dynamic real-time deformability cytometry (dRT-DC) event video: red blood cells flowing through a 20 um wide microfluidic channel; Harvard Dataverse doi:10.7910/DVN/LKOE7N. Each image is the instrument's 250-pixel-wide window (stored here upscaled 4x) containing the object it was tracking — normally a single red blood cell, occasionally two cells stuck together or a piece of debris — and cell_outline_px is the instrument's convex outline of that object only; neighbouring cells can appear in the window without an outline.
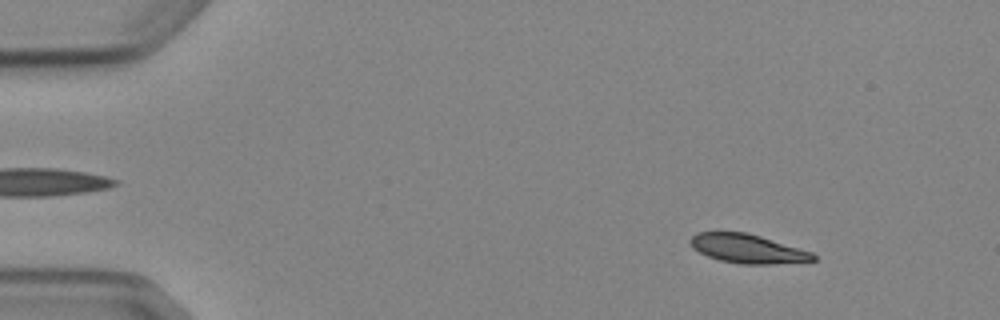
{"species": "Egyptian fruit bat (a non-hibernating species)", "species_latin": "Rousettus aegyptiacus", "temperature_condition": "cold", "stored_images_in_passage": 4, "segment_of_instrument_passage": [1, 2], "camera_frame_rate_fps": 3000, "um_per_image_px": 0.085, "animal": {"sex": "female"}, "frame": {"image": 1, "passage_image": 1, "time_ms": 0.0, "image_size_px": [1000, 320], "cell_outline_px": [[816, 260], [768, 264], [744, 264], [720, 260], [708, 256], [692, 248], [688, 240], [696, 232], [748, 232], [812, 252], [816, 256]], "centroid_in_image_um": [63.51, 21.12], "position_along_channel_um": 21.5, "area_um2": 20.58}}
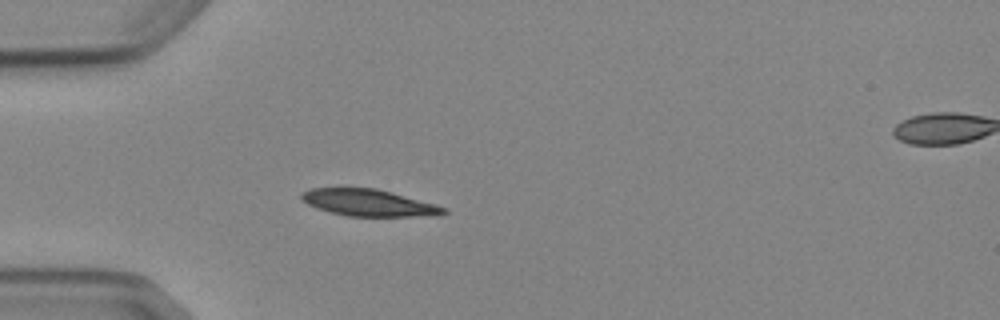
{"frame": {"image": 2, "passage_image": 3, "time_ms": 3.0, "image_size_px": [1000, 320], "cell_outline_px": [[448, 212], [440, 216], [348, 216], [316, 208], [300, 200], [300, 192], [308, 188], [376, 188], [392, 192], [436, 204], [448, 208]], "centroid_in_image_um": [31.36, 17.23], "position_along_channel_um": 53.6, "area_um2": 22.43}}